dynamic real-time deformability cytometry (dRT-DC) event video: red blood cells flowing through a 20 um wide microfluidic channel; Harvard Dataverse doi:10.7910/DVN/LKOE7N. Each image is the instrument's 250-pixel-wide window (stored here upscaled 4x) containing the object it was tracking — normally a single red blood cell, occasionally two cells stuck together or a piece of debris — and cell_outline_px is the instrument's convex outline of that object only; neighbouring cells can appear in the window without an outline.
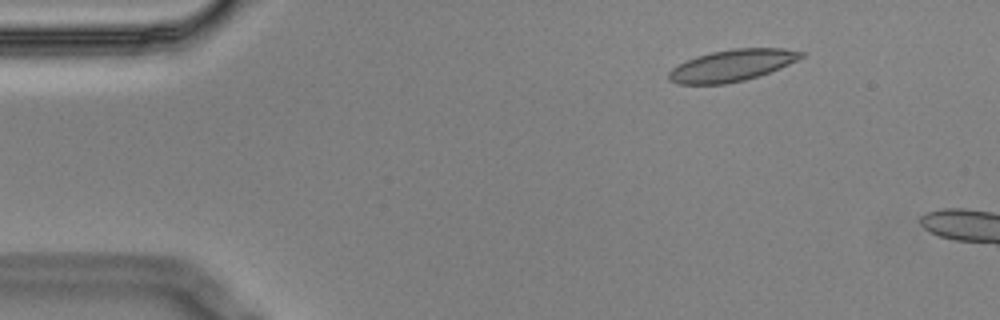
{"species": "Egyptian fruit bat (a non-hibernating species)", "species_latin": "Rousettus aegyptiacus", "temperature_condition": "cold", "stored_images_in_passage": 3, "camera_frame_rate_fps": 3000, "um_per_image_px": 0.085, "animal": {"sex": "male"}, "frame": {"image": 1, "passage_image": 1, "time_ms": 0.0, "image_size_px": [1000, 320], "cell_outline_px": [[804, 56], [780, 68], [760, 76], [744, 80], [724, 84], [680, 84], [668, 80], [668, 72], [672, 68], [696, 56], [712, 52], [732, 48], [784, 48], [804, 52]], "centroid_in_image_um": [62.22, 5.56], "position_along_channel_um": 22.8, "area_um2": 24.33}}